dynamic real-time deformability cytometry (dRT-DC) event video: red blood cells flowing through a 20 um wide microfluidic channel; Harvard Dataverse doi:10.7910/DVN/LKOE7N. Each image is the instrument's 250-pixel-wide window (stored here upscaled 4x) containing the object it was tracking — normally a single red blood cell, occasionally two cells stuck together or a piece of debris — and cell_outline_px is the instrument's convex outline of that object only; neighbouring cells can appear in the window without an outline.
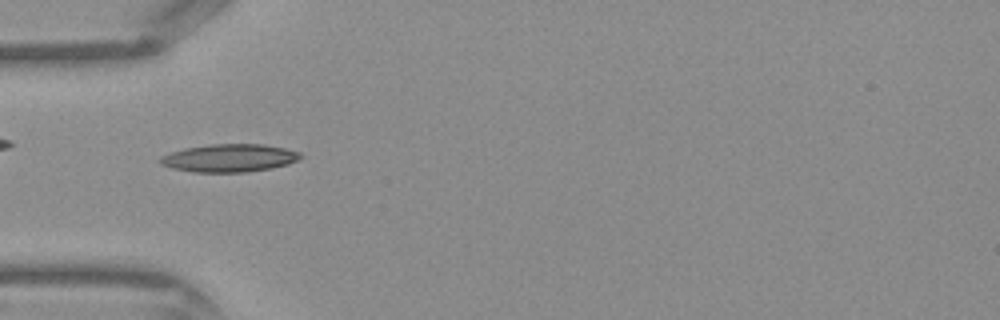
{"species": "Egyptian fruit bat (a non-hibernating species)", "species_latin": "Rousettus aegyptiacus", "temperature_condition": "warm", "stored_images_in_passage": 31, "camera_frame_rate_fps": 3000, "um_per_image_px": 0.085, "frame": {"image": 1, "passage_image": 2, "time_ms": 0.333, "image_size_px": [1000, 320], "cell_outline_px": [[304, 156], [288, 164], [272, 168], [244, 172], [192, 172], [172, 168], [160, 164], [160, 156], [184, 148], [212, 144], [264, 144], [284, 148], [300, 152]], "centroid_in_image_um": [19.5, 13.43], "position_along_channel_um": 65.5, "area_um2": 22.77}}
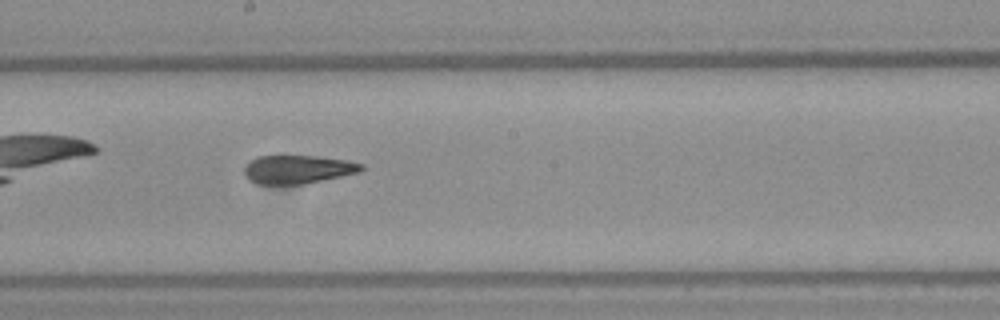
{"frame": {"image": 2, "passage_image": 12, "time_ms": 3.667, "image_size_px": [1000, 320], "cell_outline_px": [[364, 168], [360, 172], [304, 184], [256, 184], [248, 180], [244, 176], [244, 164], [248, 160], [256, 156], [316, 156], [348, 160], [364, 164]], "centroid_in_image_um": [25.26, 14.39], "position_along_channel_um": 222.9, "area_um2": 19.71}}
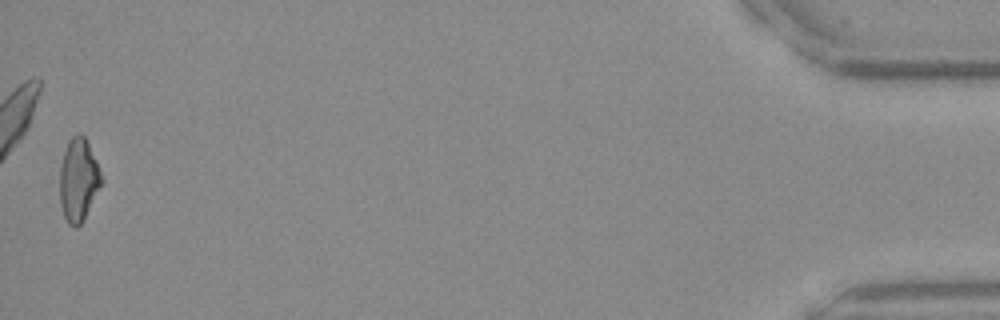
{"frame": {"image": 3, "passage_image": 31, "time_ms": 10.0, "image_size_px": [1000, 320], "cell_outline_px": [[104, 180], [84, 220], [76, 228], [68, 224], [64, 216], [60, 204], [60, 168], [64, 152], [68, 140], [72, 136], [80, 132], [84, 136], [96, 160]], "centroid_in_image_um": [6.68, 15.31], "position_along_channel_um": 428.5, "area_um2": 20.23}}